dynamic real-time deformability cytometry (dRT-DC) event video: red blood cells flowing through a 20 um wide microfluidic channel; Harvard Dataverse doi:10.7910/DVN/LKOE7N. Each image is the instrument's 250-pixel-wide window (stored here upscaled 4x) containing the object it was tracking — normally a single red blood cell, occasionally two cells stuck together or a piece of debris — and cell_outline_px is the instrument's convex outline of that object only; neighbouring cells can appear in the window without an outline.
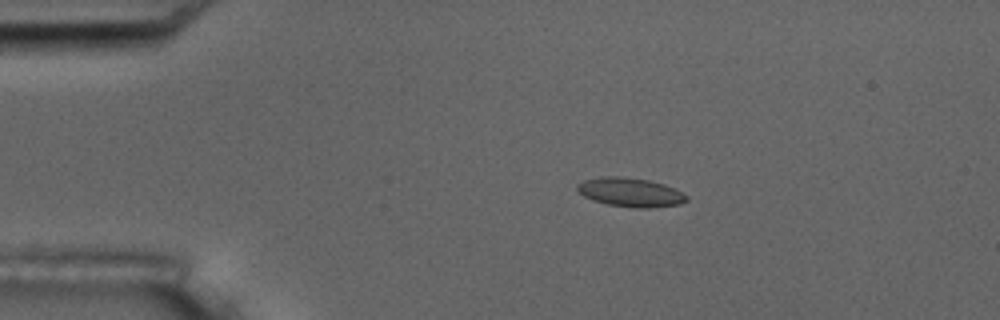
{"species": "common noctule bat (a hibernating species)", "species_latin": "Nyctalus noctula", "temperature_condition": "room temperature", "stored_images_in_passage": 7, "camera_frame_rate_fps": 3000, "um_per_image_px": 0.085, "animal": {"sex": "male", "body_mass_g": 17.5, "forearm_length_mm": 52.3}, "frame": {"image": 1, "passage_image": 4, "time_ms": 3.333, "image_size_px": [1000, 320], "cell_outline_px": [[688, 200], [680, 204], [648, 208], [632, 208], [608, 204], [584, 196], [576, 188], [576, 184], [584, 180], [600, 176], [620, 176], [648, 180], [664, 184], [688, 196]], "centroid_in_image_um": [53.57, 16.34], "position_along_channel_um": 31.4, "area_um2": 18.32}}
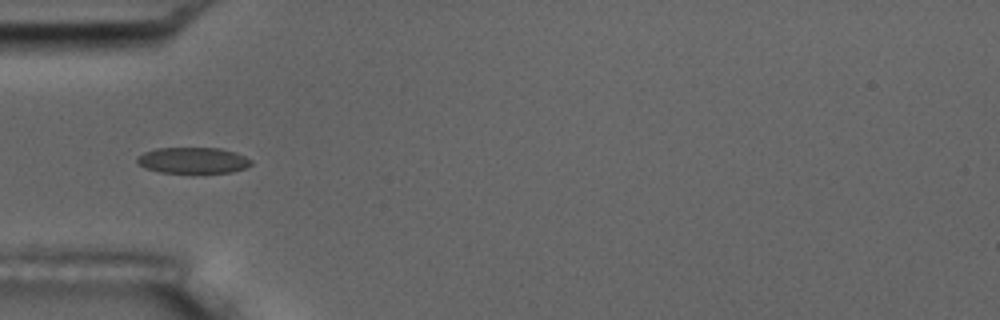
{"frame": {"image": 2, "passage_image": 6, "time_ms": 5.667, "image_size_px": [1000, 320], "cell_outline_px": [[252, 164], [244, 168], [232, 172], [160, 172], [144, 168], [136, 160], [136, 156], [144, 152], [156, 148], [220, 148], [244, 156], [252, 160]], "centroid_in_image_um": [16.37, 13.62], "position_along_channel_um": 68.6, "area_um2": 17.11}}